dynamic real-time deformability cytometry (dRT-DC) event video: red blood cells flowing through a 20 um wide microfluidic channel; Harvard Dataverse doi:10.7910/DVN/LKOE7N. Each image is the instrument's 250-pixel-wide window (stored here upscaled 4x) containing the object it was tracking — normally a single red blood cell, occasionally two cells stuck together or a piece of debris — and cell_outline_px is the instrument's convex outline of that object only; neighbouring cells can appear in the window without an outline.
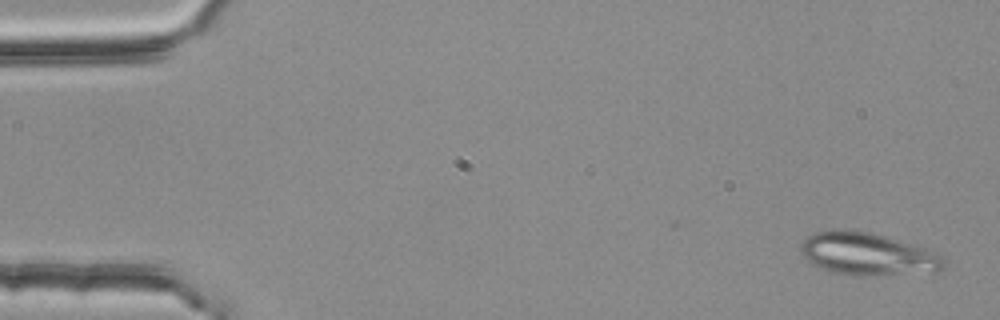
{"species": "common noctule bat (a hibernating species)", "species_latin": "Nyctalus noctula", "temperature_condition": "room temperature", "stored_images_in_passage": 4, "segment_of_instrument_passage": [2, 2], "camera_frame_rate_fps": 3000, "um_per_image_px": 0.085, "animal": {"sex": "female", "body_mass_g": 25.1}, "frame": {"image": 1, "passage_image": 4, "time_ms": 1.0, "image_size_px": [1000, 320], "cell_outline_px": [[944, 268], [936, 272], [868, 276], [856, 276], [832, 272], [820, 268], [812, 264], [800, 252], [800, 244], [808, 236], [816, 232], [832, 228], [836, 228], [872, 232], [924, 248], [936, 252], [944, 260]], "centroid_in_image_um": [73.71, 21.59], "position_along_channel_um": 11.3, "area_um2": 35.78}}